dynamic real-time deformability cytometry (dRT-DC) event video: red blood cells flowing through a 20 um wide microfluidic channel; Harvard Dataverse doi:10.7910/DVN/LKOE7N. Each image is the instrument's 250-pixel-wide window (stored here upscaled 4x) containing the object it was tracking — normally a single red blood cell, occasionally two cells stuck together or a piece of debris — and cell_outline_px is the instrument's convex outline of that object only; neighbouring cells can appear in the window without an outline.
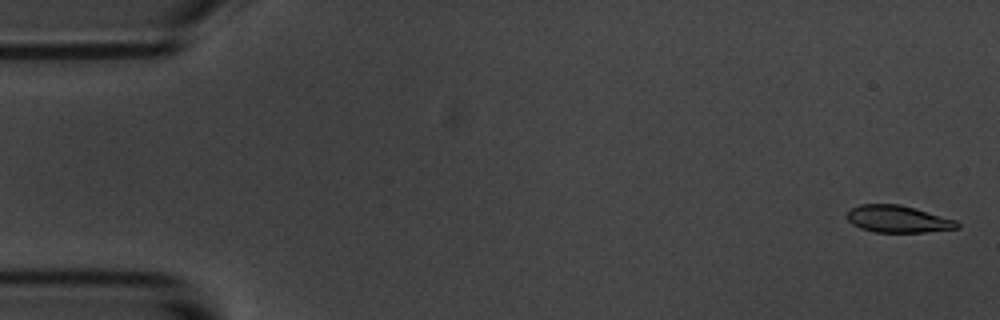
{"species": "common noctule bat (a hibernating species)", "species_latin": "Nyctalus noctula", "temperature_condition": "room temperature", "stored_images_in_passage": 5, "camera_frame_rate_fps": 3000, "um_per_image_px": 0.085, "animal": {"sex": "male", "body_mass_g": 20.1, "forearm_length_mm": 53.5}, "frame": {"image": 1, "passage_image": 1, "time_ms": 0.0, "image_size_px": [1000, 320], "cell_outline_px": [[960, 228], [924, 232], [876, 232], [860, 228], [852, 224], [848, 220], [848, 212], [852, 208], [860, 204], [900, 204], [916, 208], [956, 220], [960, 224]], "centroid_in_image_um": [76.35, 18.61], "position_along_channel_um": 8.7, "area_um2": 17.34}}
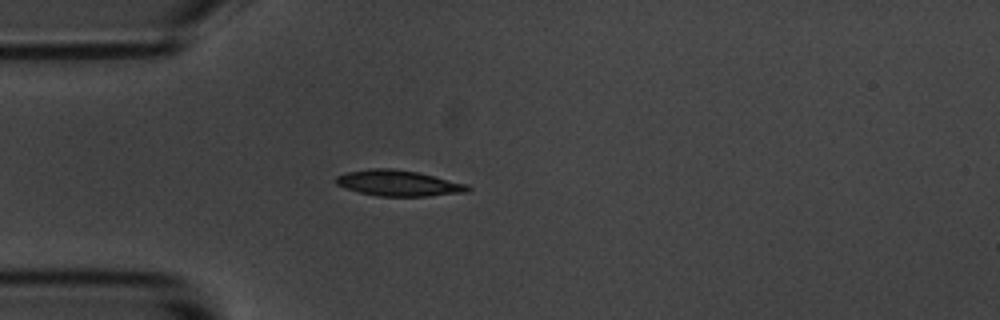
{"frame": {"image": 2, "passage_image": 5, "time_ms": 4.667, "image_size_px": [1000, 320], "cell_outline_px": [[472, 188], [468, 192], [428, 196], [376, 196], [360, 192], [336, 184], [336, 176], [344, 172], [372, 168], [392, 168], [416, 172], [468, 184]], "centroid_in_image_um": [33.88, 15.56], "position_along_channel_um": 51.1, "area_um2": 19.77}}